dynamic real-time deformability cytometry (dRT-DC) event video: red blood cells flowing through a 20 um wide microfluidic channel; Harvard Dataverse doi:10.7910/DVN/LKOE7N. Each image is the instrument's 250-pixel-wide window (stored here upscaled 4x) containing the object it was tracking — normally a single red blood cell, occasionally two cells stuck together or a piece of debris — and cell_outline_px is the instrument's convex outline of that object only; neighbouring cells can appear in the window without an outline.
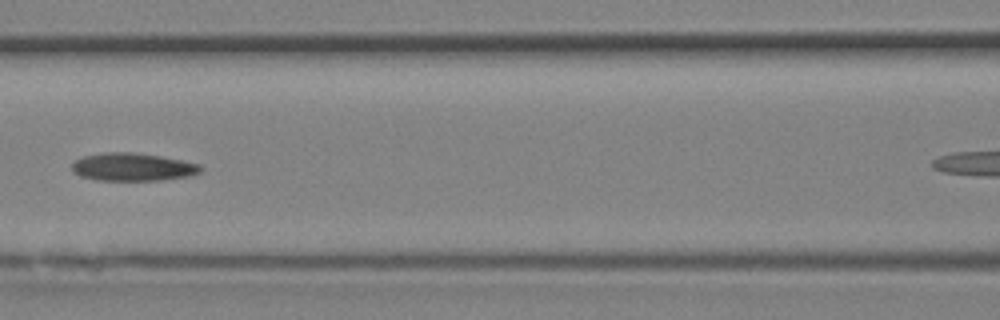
{"species": "Egyptian fruit bat (a non-hibernating species)", "species_latin": "Rousettus aegyptiacus", "temperature_condition": "room temperature", "stored_images_in_passage": 13, "camera_frame_rate_fps": 3000, "um_per_image_px": 0.085, "animal": {"sex": "female"}, "frame": {"image": 1, "passage_image": 10, "time_ms": 3.0, "image_size_px": [1000, 320], "cell_outline_px": [[204, 168], [200, 172], [188, 176], [160, 180], [96, 180], [80, 176], [72, 172], [72, 164], [80, 156], [104, 152], [136, 152], [160, 156], [200, 164]], "centroid_in_image_um": [11.25, 14.18], "position_along_channel_um": 155.4, "area_um2": 21.04}}